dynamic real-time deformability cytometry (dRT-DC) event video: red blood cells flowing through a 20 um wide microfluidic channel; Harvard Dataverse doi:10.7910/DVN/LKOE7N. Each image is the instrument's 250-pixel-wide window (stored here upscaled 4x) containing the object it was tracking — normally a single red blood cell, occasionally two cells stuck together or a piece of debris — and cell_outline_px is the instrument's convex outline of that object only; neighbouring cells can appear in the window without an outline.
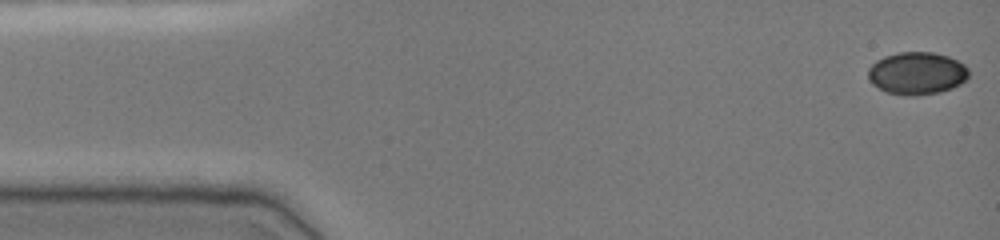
{"species": "common noctule bat (a hibernating species)", "species_latin": "Nyctalus noctula", "temperature_condition": "cold", "stored_images_in_passage": 47, "camera_frame_rate_fps": 3000, "um_per_image_px": 0.085, "animal": {"sex": "female", "body_mass_g": 19.0, "forearm_length_mm": 51.5}, "frame": {"image": 1, "passage_image": 1, "time_ms": 0.0, "image_size_px": [1000, 240], "cell_outline_px": [[968, 80], [952, 88], [940, 92], [916, 96], [908, 96], [888, 92], [872, 84], [868, 80], [868, 68], [876, 60], [884, 56], [900, 52], [932, 52], [948, 56], [964, 64], [968, 68]], "centroid_in_image_um": [77.94, 6.23], "position_along_channel_um": 7.1, "area_um2": 25.09}}
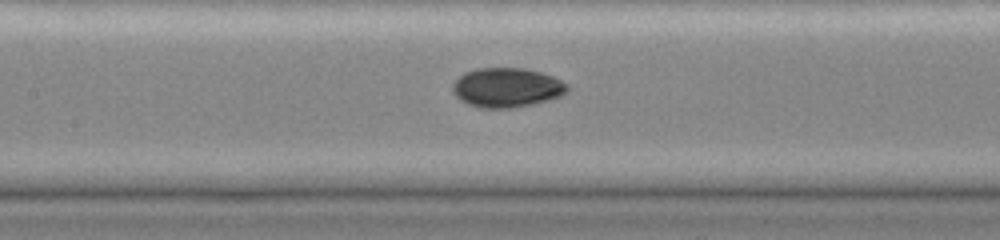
{"frame": {"image": 2, "passage_image": 22, "time_ms": 7.0, "image_size_px": [1000, 240], "cell_outline_px": [[568, 92], [560, 96], [548, 100], [532, 104], [512, 108], [480, 108], [468, 104], [460, 100], [452, 92], [452, 84], [464, 72], [476, 68], [524, 68], [540, 72], [552, 76], [568, 84]], "centroid_in_image_um": [43.06, 7.44], "position_along_channel_um": 164.3, "area_um2": 26.47}}
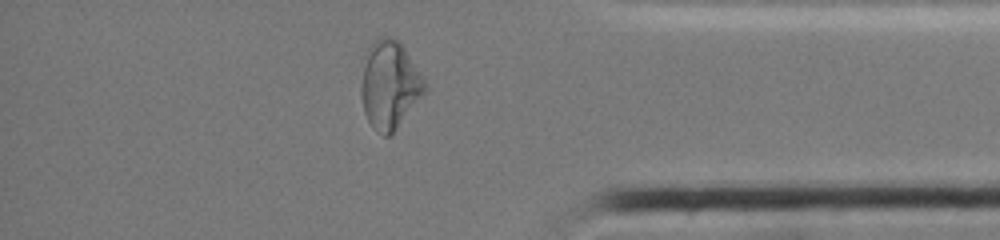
{"frame": {"image": 3, "passage_image": 41, "time_ms": 13.333, "image_size_px": [1000, 240], "cell_outline_px": [[428, 92], [396, 128], [388, 136], [384, 136], [372, 128], [364, 112], [360, 96], [360, 84], [364, 52], [376, 36], [388, 36], [396, 40], [404, 48], [424, 76], [428, 84]], "centroid_in_image_um": [33.12, 7.19], "position_along_channel_um": 402.1, "area_um2": 33.47}, "authors_computed_cell_mechanics": {"area_um2": 25.8366, "velocity_mm_per_s": 3.913, "shape_relaxation_time_tau1_ms": null, "shape_relaxation_time_tau2_ms": 1.3505, "deformation_change_tau1": null, "deformation_change_tau2": 0.0373}}